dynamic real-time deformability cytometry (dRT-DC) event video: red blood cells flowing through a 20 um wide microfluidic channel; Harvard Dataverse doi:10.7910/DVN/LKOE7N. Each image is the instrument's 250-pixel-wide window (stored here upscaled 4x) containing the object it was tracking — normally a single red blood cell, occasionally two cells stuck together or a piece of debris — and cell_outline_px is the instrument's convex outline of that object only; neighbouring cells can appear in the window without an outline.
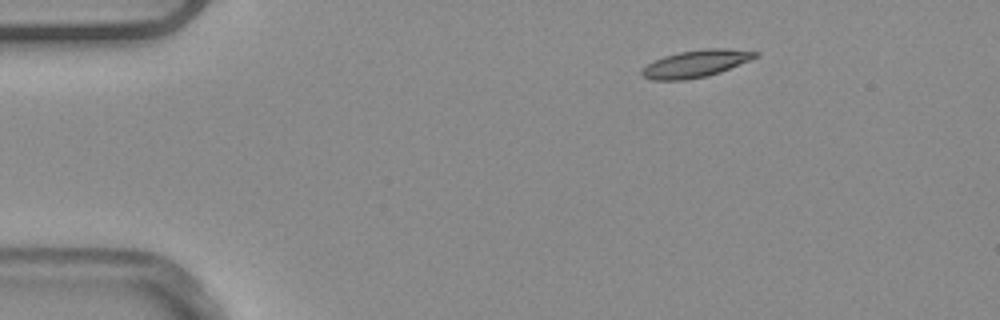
{"species": "common noctule bat (a hibernating species)", "species_latin": "Nyctalus noctula", "temperature_condition": "warm", "stored_images_in_passage": 45, "camera_frame_rate_fps": 3000, "um_per_image_px": 0.085, "animal": {"sex": "male", "body_mass_g": 20.4}, "frame": {"image": 1, "passage_image": 1, "time_ms": 0.0, "image_size_px": [1000, 320], "cell_outline_px": [[760, 52], [756, 56], [748, 60], [720, 72], [708, 76], [684, 80], [652, 80], [640, 76], [640, 72], [648, 64], [664, 56], [680, 52], [704, 48], [724, 48]], "centroid_in_image_um": [59.1, 5.42], "position_along_channel_um": 25.9, "area_um2": 17.74}}
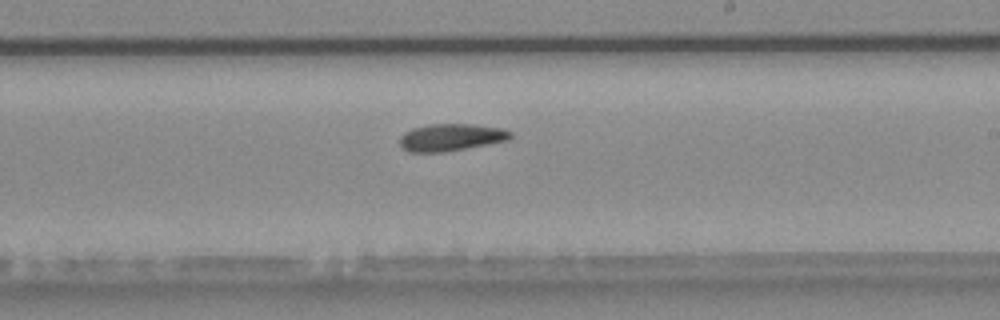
{"frame": {"image": 2, "passage_image": 24, "time_ms": 7.667, "image_size_px": [1000, 320], "cell_outline_px": [[512, 136], [508, 140], [444, 152], [408, 152], [400, 144], [400, 136], [404, 132], [412, 128], [432, 124], [472, 124], [500, 128], [512, 132]], "centroid_in_image_um": [38.31, 11.67], "position_along_channel_um": 250.7, "area_um2": 17.4}}
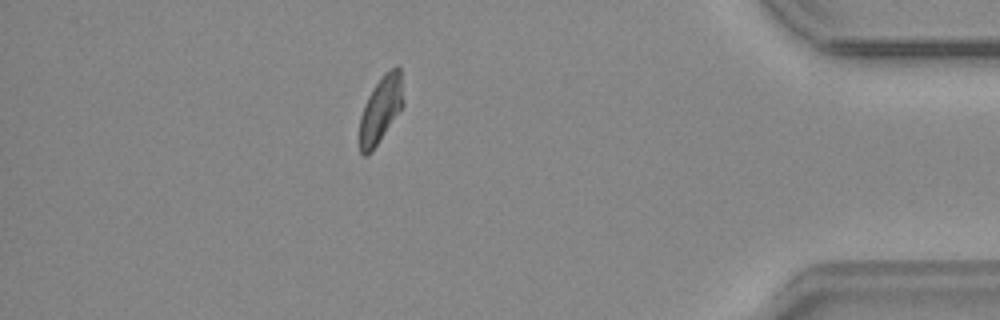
{"frame": {"image": 3, "passage_image": 39, "time_ms": 12.667, "image_size_px": [1000, 320], "cell_outline_px": [[404, 104], [372, 152], [368, 156], [364, 156], [360, 152], [360, 116], [364, 104], [368, 96], [384, 72], [396, 64], [400, 68]], "centroid_in_image_um": [32.36, 9.29], "position_along_channel_um": 402.8, "area_um2": 16.94}}